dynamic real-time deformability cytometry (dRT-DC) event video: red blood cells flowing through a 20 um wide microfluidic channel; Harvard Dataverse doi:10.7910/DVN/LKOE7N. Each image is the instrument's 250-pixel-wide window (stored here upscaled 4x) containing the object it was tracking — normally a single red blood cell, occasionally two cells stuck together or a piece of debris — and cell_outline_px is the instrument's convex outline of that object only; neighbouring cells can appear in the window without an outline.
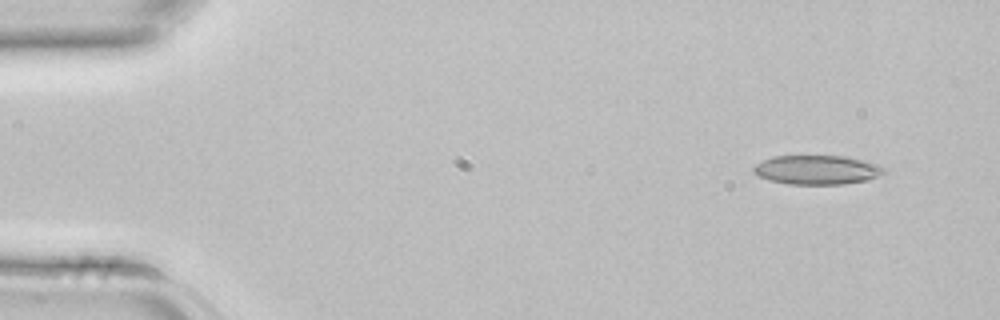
{"species": "common noctule bat (a hibernating species)", "species_latin": "Nyctalus noctula", "temperature_condition": "room temperature", "stored_images_in_passage": 4, "segment_of_instrument_passage": [2, 2], "camera_frame_rate_fps": 3000, "um_per_image_px": 0.085, "animal": {"sex": "female", "body_mass_g": 22.7, "forearm_length_mm": 54.2}, "frame": {"image": 1, "passage_image": 4, "time_ms": 1.0, "image_size_px": [1000, 320], "cell_outline_px": [[884, 172], [868, 180], [844, 184], [788, 184], [768, 180], [752, 172], [752, 168], [756, 164], [772, 156], [844, 156], [880, 164], [884, 168]], "centroid_in_image_um": [69.42, 14.44], "position_along_channel_um": 15.6, "area_um2": 22.14}}